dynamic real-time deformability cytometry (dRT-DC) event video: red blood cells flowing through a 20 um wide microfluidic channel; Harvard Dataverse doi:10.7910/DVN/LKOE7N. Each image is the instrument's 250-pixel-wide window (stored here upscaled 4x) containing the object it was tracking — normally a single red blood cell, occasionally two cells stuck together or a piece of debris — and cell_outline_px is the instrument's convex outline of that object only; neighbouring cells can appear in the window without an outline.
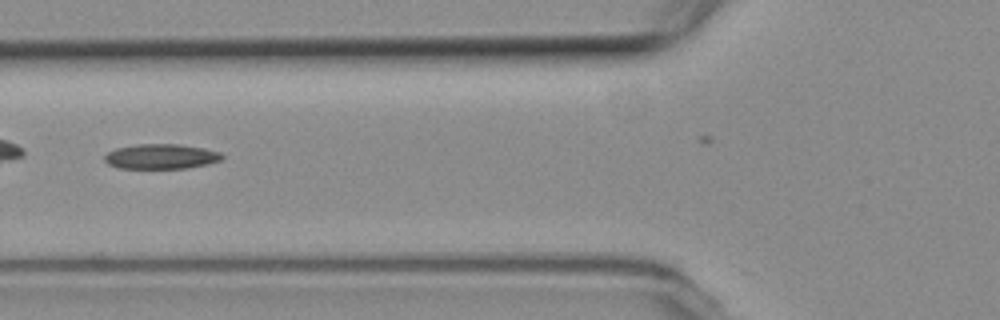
{"species": "common noctule bat (a hibernating species)", "species_latin": "Nyctalus noctula", "temperature_condition": "room temperature", "stored_images_in_passage": 27, "camera_frame_rate_fps": 3000, "um_per_image_px": 0.085, "animal": {"sex": "female", "body_mass_g": 19.3, "forearm_length_mm": 54.1}, "frame": {"image": 1, "passage_image": 5, "time_ms": 1.333, "image_size_px": [1000, 320], "cell_outline_px": [[224, 156], [220, 160], [208, 164], [184, 168], [120, 168], [108, 164], [104, 160], [104, 156], [108, 152], [116, 148], [136, 144], [180, 144], [204, 148], [220, 152]], "centroid_in_image_um": [13.68, 13.29], "position_along_channel_um": 112.1, "area_um2": 17.05}}
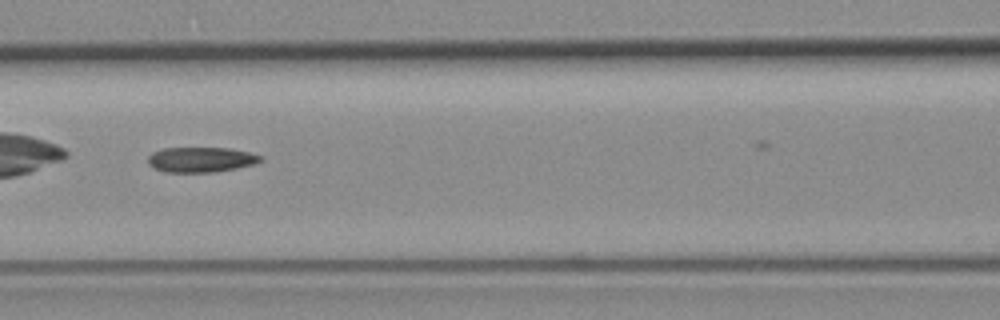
{"frame": {"image": 2, "passage_image": 8, "time_ms": 2.333, "image_size_px": [1000, 320], "cell_outline_px": [[264, 160], [256, 164], [216, 172], [168, 172], [156, 168], [148, 164], [148, 156], [152, 152], [164, 148], [228, 148], [248, 152], [260, 156]], "centroid_in_image_um": [17.09, 13.57], "position_along_channel_um": 149.5, "area_um2": 16.42}}